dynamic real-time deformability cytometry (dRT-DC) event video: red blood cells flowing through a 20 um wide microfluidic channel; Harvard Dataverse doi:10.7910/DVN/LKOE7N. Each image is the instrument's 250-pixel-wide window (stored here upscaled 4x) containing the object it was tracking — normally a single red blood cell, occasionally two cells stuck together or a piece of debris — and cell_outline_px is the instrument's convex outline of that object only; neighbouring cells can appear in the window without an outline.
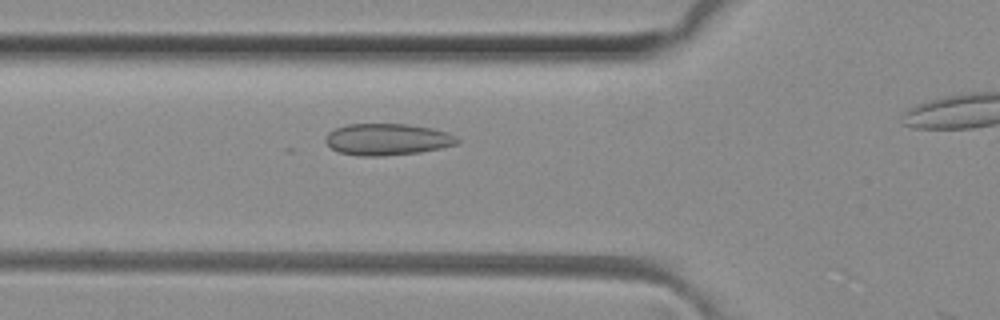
{"species": "common noctule bat (a hibernating species)", "species_latin": "Nyctalus noctula", "temperature_condition": "room temperature", "stored_images_in_passage": 10, "camera_frame_rate_fps": 3000, "um_per_image_px": 0.085, "animal": {"sex": "female", "body_mass_g": 29.2, "forearm_length_mm": 56.3}, "frame": {"image": 1, "passage_image": 9, "time_ms": 2.667, "image_size_px": [1000, 320], "cell_outline_px": [[460, 140], [456, 144], [440, 148], [420, 152], [384, 156], [360, 156], [340, 152], [332, 148], [324, 140], [328, 132], [336, 128], [348, 124], [408, 124], [432, 128], [448, 132], [456, 136]], "centroid_in_image_um": [32.93, 11.84], "position_along_channel_um": 92.9, "area_um2": 24.28}}